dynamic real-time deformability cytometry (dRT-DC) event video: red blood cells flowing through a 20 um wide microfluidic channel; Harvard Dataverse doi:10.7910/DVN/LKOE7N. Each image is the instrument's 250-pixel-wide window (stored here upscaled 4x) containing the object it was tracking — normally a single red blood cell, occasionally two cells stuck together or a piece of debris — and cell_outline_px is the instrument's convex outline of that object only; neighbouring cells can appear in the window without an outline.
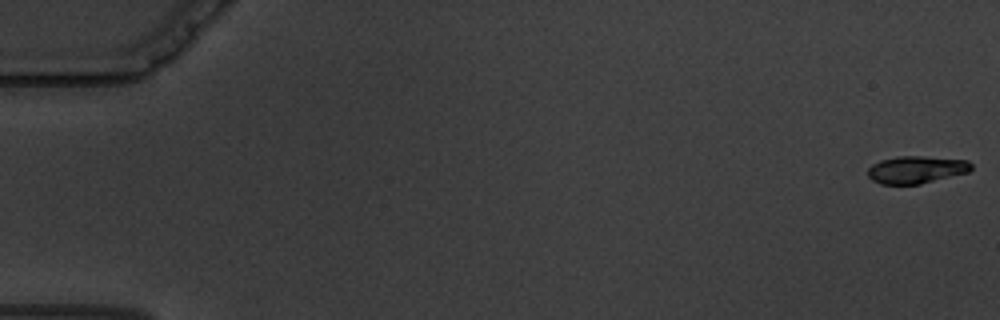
{"species": "common noctule bat (a hibernating species)", "species_latin": "Nyctalus noctula", "temperature_condition": "warm", "stored_images_in_passage": 58, "camera_frame_rate_fps": 3000, "um_per_image_px": 0.085, "animal": {"sex": "male", "body_mass_g": 19.5, "forearm_length_mm": 54.6}, "frame": {"image": 1, "passage_image": 1, "time_ms": 0.0, "image_size_px": [1000, 320], "cell_outline_px": [[972, 168], [968, 172], [920, 184], [880, 184], [872, 180], [868, 176], [868, 168], [872, 164], [880, 160], [896, 156], [920, 156], [968, 160], [972, 164]], "centroid_in_image_um": [77.86, 14.41], "position_along_channel_um": 7.1, "area_um2": 16.53}}
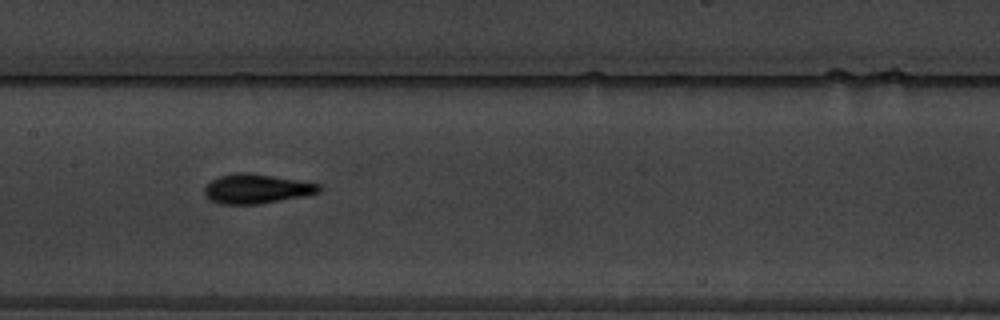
{"frame": {"image": 2, "passage_image": 31, "time_ms": 10.0, "image_size_px": [1000, 320], "cell_outline_px": [[320, 192], [304, 196], [260, 204], [220, 204], [208, 200], [204, 196], [204, 188], [212, 180], [220, 176], [236, 172], [248, 172], [320, 184]], "centroid_in_image_um": [21.76, 16.06], "position_along_channel_um": 185.6, "area_um2": 19.65}}
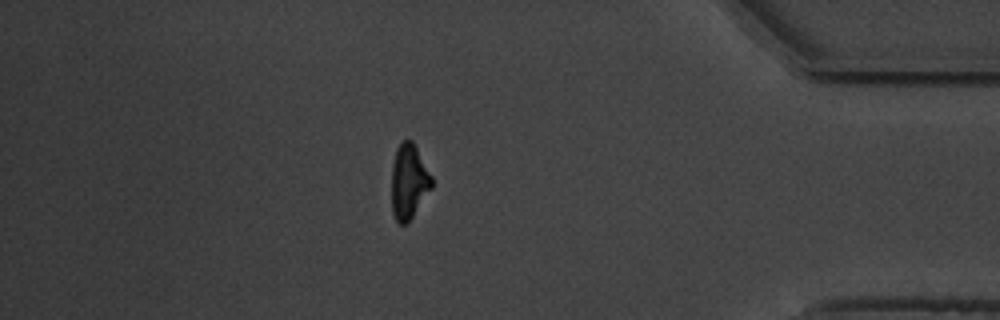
{"frame": {"image": 3, "passage_image": 53, "time_ms": 17.333, "image_size_px": [1000, 320], "cell_outline_px": [[432, 188], [408, 224], [400, 224], [396, 220], [392, 212], [392, 164], [396, 148], [404, 140], [412, 140], [432, 176]], "centroid_in_image_um": [34.75, 15.46], "position_along_channel_um": 400.4, "area_um2": 17.57}, "authors_computed_cell_mechanics": {"area_um2": 18.3226, "velocity_mm_per_s": 3.3919, "shape_relaxation_time_tau1_ms": 2.7956, "shape_relaxation_time_tau2_ms": 2.6938, "deformation_change_tau1": 0.1425, "deformation_change_tau2": 0.0838}}